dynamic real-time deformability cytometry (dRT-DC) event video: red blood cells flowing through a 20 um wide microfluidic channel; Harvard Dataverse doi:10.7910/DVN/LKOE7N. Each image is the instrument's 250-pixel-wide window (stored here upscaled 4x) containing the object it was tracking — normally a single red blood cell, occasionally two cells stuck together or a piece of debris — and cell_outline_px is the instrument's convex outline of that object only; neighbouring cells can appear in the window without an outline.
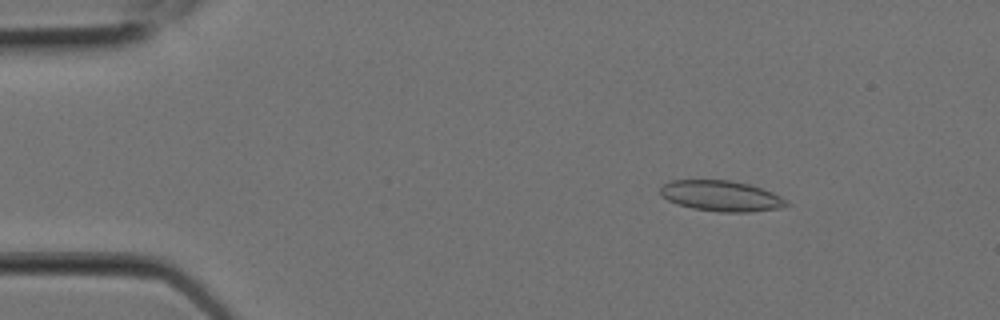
{"species": "Egyptian fruit bat (a non-hibernating species)", "species_latin": "Rousettus aegyptiacus", "temperature_condition": "room temperature", "stored_images_in_passage": 6, "camera_frame_rate_fps": 3000, "um_per_image_px": 0.085, "animal": {"sex": "female"}, "frame": {"image": 1, "passage_image": 3, "time_ms": 0.667, "image_size_px": [1000, 320], "cell_outline_px": [[792, 204], [780, 208], [748, 212], [716, 212], [692, 208], [676, 204], [668, 200], [660, 192], [660, 188], [664, 184], [672, 180], [728, 180], [748, 184], [772, 192], [788, 200]], "centroid_in_image_um": [61.33, 16.66], "position_along_channel_um": 23.7, "area_um2": 22.54}}